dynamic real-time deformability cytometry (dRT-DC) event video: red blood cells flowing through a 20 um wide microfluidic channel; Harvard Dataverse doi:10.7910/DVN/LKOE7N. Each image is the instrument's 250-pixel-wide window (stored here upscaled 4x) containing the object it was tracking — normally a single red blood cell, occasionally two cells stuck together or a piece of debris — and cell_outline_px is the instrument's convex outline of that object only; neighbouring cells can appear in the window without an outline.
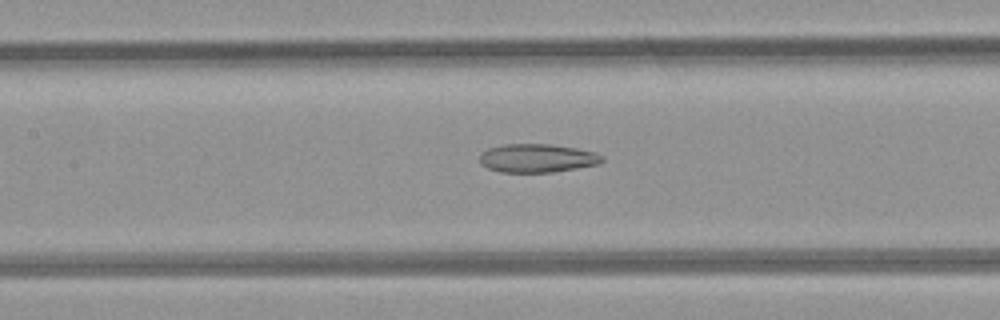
{"species": "common noctule bat (a hibernating species)", "species_latin": "Nyctalus noctula", "temperature_condition": "room temperature", "stored_images_in_passage": 6, "segment_of_instrument_passage": [1, 2], "camera_frame_rate_fps": 3000, "um_per_image_px": 0.085, "animal": {"sex": "female", "body_mass_g": 21.9}, "frame": {"image": 1, "passage_image": 5, "time_ms": 4.667, "image_size_px": [1000, 320], "cell_outline_px": [[604, 160], [600, 164], [552, 172], [500, 172], [488, 168], [480, 164], [480, 156], [488, 148], [504, 144], [552, 144], [576, 148], [596, 152], [604, 156]], "centroid_in_image_um": [45.69, 13.44], "position_along_channel_um": 161.7, "area_um2": 20.4}}